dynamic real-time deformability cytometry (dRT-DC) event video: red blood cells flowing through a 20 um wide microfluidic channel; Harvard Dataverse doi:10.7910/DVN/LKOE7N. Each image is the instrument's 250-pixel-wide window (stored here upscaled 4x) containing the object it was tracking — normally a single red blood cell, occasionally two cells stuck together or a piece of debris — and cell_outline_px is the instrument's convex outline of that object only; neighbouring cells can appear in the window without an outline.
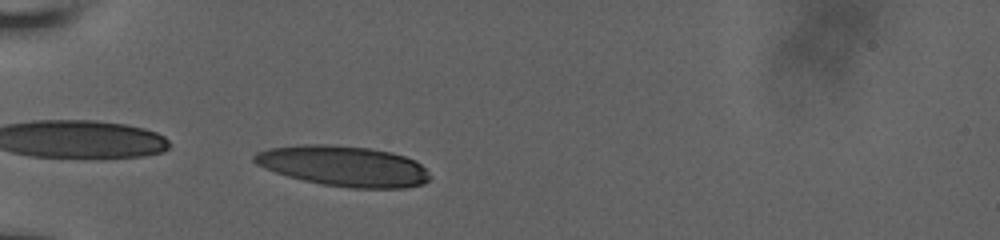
{"species": "human", "species_latin": "Homo sapiens", "temperature_condition": "room temperature", "stored_images_in_passage": 5, "camera_frame_rate_fps": 3000, "um_per_image_px": 0.085, "donor": {"sex": "male"}, "frame": {"image": 1, "passage_image": 2, "time_ms": 0.333, "image_size_px": [1000, 240], "cell_outline_px": [[432, 176], [424, 184], [404, 188], [348, 188], [324, 184], [304, 180], [288, 176], [264, 168], [256, 164], [252, 160], [252, 156], [256, 152], [268, 148], [300, 144], [332, 144], [368, 148], [392, 152], [416, 160]], "centroid_in_image_um": [29.2, 14.11], "position_along_channel_um": 55.8, "area_um2": 41.62}}